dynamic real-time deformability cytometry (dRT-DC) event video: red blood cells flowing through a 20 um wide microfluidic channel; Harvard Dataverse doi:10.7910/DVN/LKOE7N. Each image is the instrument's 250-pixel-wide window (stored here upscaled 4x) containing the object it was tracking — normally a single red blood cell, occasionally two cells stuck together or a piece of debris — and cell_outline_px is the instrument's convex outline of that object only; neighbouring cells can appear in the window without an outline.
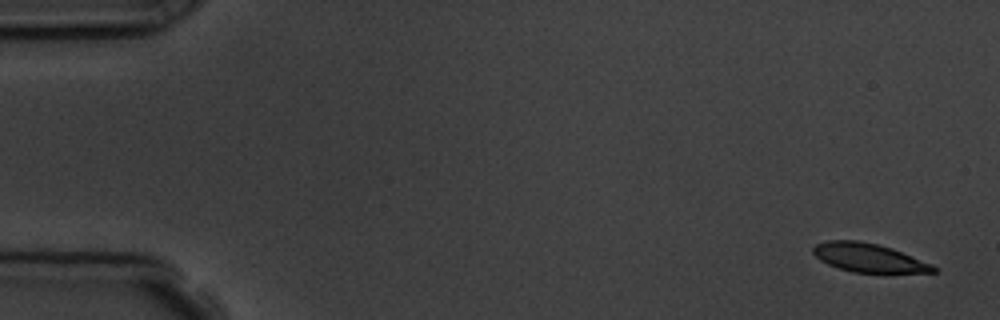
{"species": "common noctule bat (a hibernating species)", "species_latin": "Nyctalus noctula", "temperature_condition": "room temperature", "stored_images_in_passage": 5, "camera_frame_rate_fps": 3000, "um_per_image_px": 0.085, "animal": {"sex": "male", "body_mass_g": 19.5, "forearm_length_mm": 54.6}, "frame": {"image": 1, "passage_image": 1, "time_ms": 0.0, "image_size_px": [1000, 320], "cell_outline_px": [[936, 272], [852, 272], [828, 264], [820, 260], [812, 252], [812, 248], [816, 244], [828, 240], [860, 240], [892, 248], [932, 264], [936, 268]], "centroid_in_image_um": [73.8, 21.89], "position_along_channel_um": 11.2, "area_um2": 19.83}}
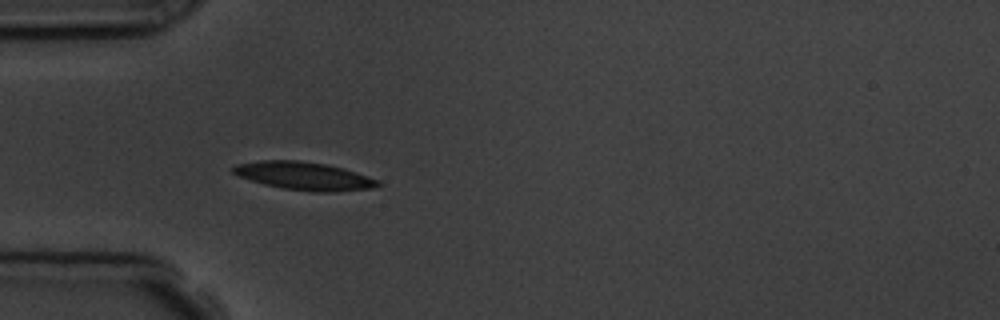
{"frame": {"image": 2, "passage_image": 5, "time_ms": 4.667, "image_size_px": [1000, 320], "cell_outline_px": [[380, 184], [372, 188], [328, 192], [312, 192], [284, 188], [264, 184], [240, 176], [232, 172], [232, 168], [236, 164], [260, 160], [300, 160], [324, 164], [344, 168], [380, 180]], "centroid_in_image_um": [25.85, 14.95], "position_along_channel_um": 59.1, "area_um2": 23.47}}